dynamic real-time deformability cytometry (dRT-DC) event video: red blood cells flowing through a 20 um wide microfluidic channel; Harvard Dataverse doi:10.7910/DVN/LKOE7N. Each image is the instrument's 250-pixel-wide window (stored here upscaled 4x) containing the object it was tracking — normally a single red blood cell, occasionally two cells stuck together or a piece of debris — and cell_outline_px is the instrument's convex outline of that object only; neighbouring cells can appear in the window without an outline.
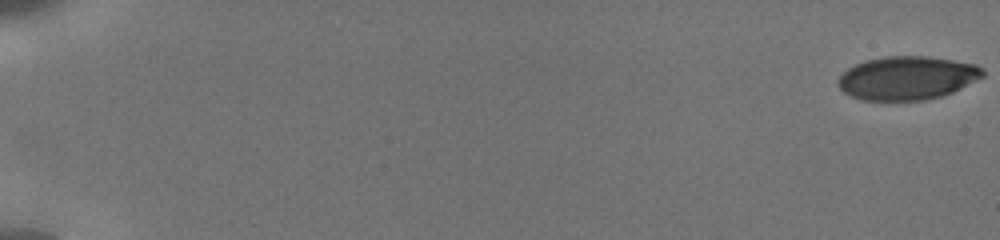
{"species": "human", "species_latin": "Homo sapiens", "temperature_condition": "cold", "stored_images_in_passage": 39, "camera_frame_rate_fps": 3000, "um_per_image_px": 0.085, "donor": {"sex": "male"}, "frame": {"image": 1, "passage_image": 1, "time_ms": 0.0, "image_size_px": [1000, 240], "cell_outline_px": [[984, 76], [952, 92], [940, 96], [924, 100], [860, 100], [844, 92], [836, 84], [836, 80], [848, 68], [864, 60], [884, 56], [928, 56], [976, 64], [984, 72]], "centroid_in_image_um": [77.07, 6.62], "position_along_channel_um": 7.9, "area_um2": 36.59}}
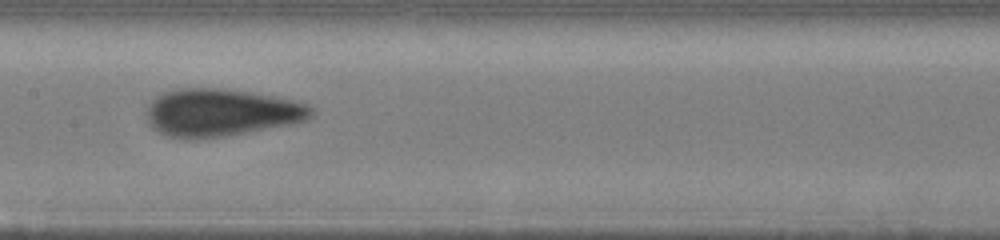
{"frame": {"image": 2, "passage_image": 23, "time_ms": 10.0, "image_size_px": [1000, 240], "cell_outline_px": [[312, 116], [308, 120], [292, 124], [224, 136], [168, 136], [152, 128], [148, 124], [144, 112], [152, 100], [156, 96], [164, 92], [184, 88], [216, 88], [248, 92], [272, 96], [292, 100], [308, 104], [312, 108]], "centroid_in_image_um": [18.78, 9.54], "position_along_channel_um": 188.6, "area_um2": 44.85}}
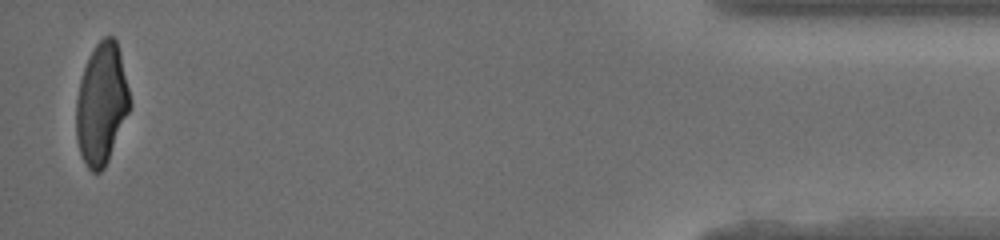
{"frame": {"image": 3, "passage_image": 39, "time_ms": 18.0, "image_size_px": [1000, 240], "cell_outline_px": [[132, 104], [108, 160], [104, 168], [100, 172], [92, 172], [88, 168], [80, 156], [76, 140], [76, 100], [80, 80], [84, 68], [96, 44], [104, 36], [112, 36], [116, 40], [120, 52]], "centroid_in_image_um": [8.62, 8.86], "position_along_channel_um": 426.6, "area_um2": 37.86}, "authors_computed_cell_mechanics": {"area_um2": 41.2692, "velocity_mm_per_s": 3.8628, "shape_relaxation_time_tau1_ms": 4.6998, "shape_relaxation_time_tau2_ms": 0.8147, "deformation_change_tau1": 0.1556, "deformation_change_tau2": 0.0491}}